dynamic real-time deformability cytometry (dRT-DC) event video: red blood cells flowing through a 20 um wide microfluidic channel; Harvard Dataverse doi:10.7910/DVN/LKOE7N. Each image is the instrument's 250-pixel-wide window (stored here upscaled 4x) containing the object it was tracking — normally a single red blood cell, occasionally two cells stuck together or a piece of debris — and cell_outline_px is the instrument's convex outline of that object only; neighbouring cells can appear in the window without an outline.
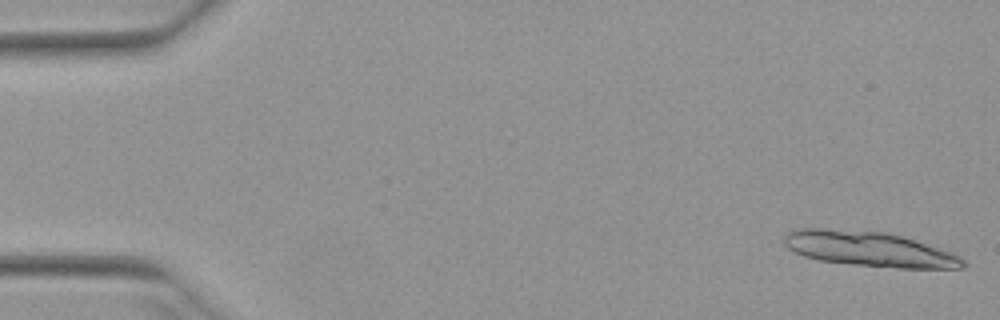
{"species": "Egyptian fruit bat (a non-hibernating species)", "species_latin": "Rousettus aegyptiacus", "temperature_condition": "warm", "stored_images_in_passage": 13, "camera_frame_rate_fps": 3000, "um_per_image_px": 0.085, "animal": {"sex": "female"}, "frame": {"image": 1, "passage_image": 1, "time_ms": 0.0, "image_size_px": [1000, 320], "cell_outline_px": [[968, 264], [964, 268], [900, 268], [856, 264], [820, 260], [804, 256], [788, 248], [784, 244], [784, 236], [788, 232], [796, 228], [824, 228], [884, 232], [900, 236], [952, 252], [960, 256]], "centroid_in_image_um": [73.88, 21.16], "position_along_channel_um": 11.1, "area_um2": 36.07}}